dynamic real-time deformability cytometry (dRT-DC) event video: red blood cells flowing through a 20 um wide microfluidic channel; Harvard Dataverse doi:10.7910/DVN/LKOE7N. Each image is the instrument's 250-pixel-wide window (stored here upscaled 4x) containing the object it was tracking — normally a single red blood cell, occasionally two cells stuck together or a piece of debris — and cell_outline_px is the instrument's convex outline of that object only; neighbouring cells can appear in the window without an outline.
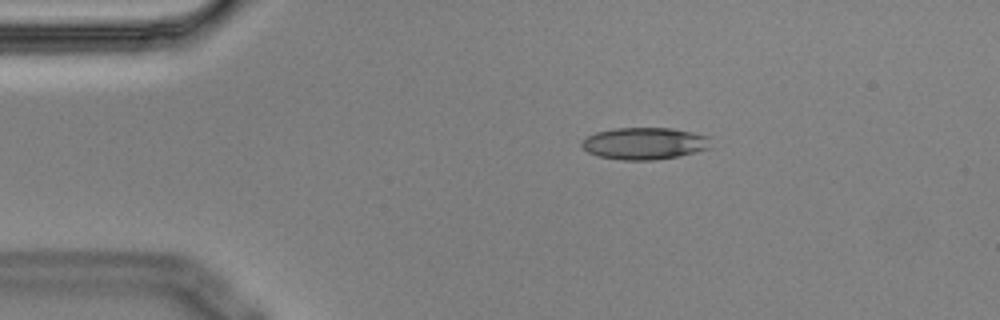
{"species": "Egyptian fruit bat (a non-hibernating species)", "species_latin": "Rousettus aegyptiacus", "temperature_condition": "cold", "stored_images_in_passage": 8, "camera_frame_rate_fps": 3000, "um_per_image_px": 0.085, "animal": {"sex": "male"}, "frame": {"image": 1, "passage_image": 1, "time_ms": 0.0, "image_size_px": [1000, 320], "cell_outline_px": [[712, 148], [680, 156], [656, 160], [620, 160], [596, 156], [588, 152], [580, 144], [580, 140], [596, 132], [612, 128], [672, 128], [692, 132], [708, 136]], "centroid_in_image_um": [54.77, 12.2], "position_along_channel_um": 30.2, "area_um2": 24.39}}
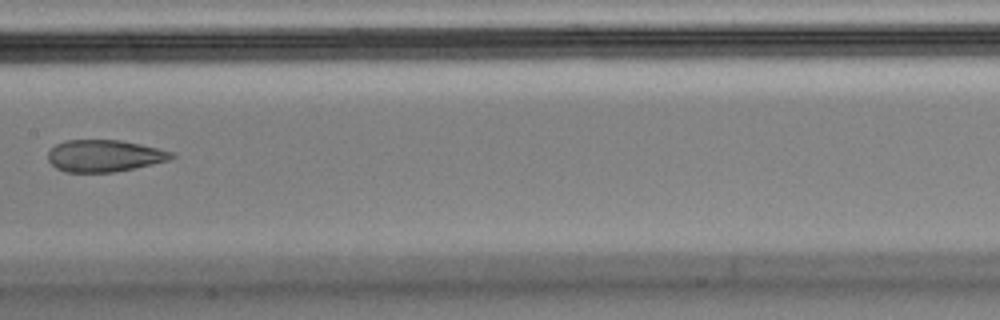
{"frame": {"image": 2, "passage_image": 6, "time_ms": 1.667, "image_size_px": [1000, 320], "cell_outline_px": [[176, 156], [168, 160], [152, 164], [112, 172], [64, 172], [56, 168], [48, 160], [48, 152], [56, 144], [68, 140], [120, 140], [140, 144], [172, 152]], "centroid_in_image_um": [8.84, 13.24], "position_along_channel_um": 198.6, "area_um2": 22.72}}